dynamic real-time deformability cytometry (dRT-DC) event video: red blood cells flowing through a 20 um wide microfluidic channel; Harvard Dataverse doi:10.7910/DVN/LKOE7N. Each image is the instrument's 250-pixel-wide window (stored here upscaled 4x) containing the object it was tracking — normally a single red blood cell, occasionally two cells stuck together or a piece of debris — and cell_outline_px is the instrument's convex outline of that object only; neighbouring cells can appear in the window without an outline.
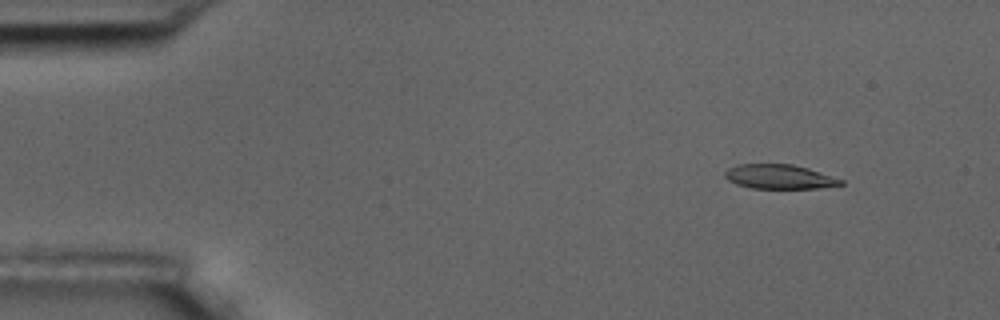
{"species": "common noctule bat (a hibernating species)", "species_latin": "Nyctalus noctula", "temperature_condition": "room temperature", "stored_images_in_passage": 5, "camera_frame_rate_fps": 3000, "um_per_image_px": 0.085, "animal": {"sex": "male", "body_mass_g": 17.5, "forearm_length_mm": 52.3}, "frame": {"image": 1, "passage_image": 2, "time_ms": 1.0, "image_size_px": [1000, 320], "cell_outline_px": [[844, 184], [820, 188], [752, 188], [736, 184], [728, 180], [724, 176], [724, 172], [728, 168], [736, 164], [792, 164], [808, 168], [844, 180]], "centroid_in_image_um": [66.23, 15.01], "position_along_channel_um": 18.8, "area_um2": 16.47}}
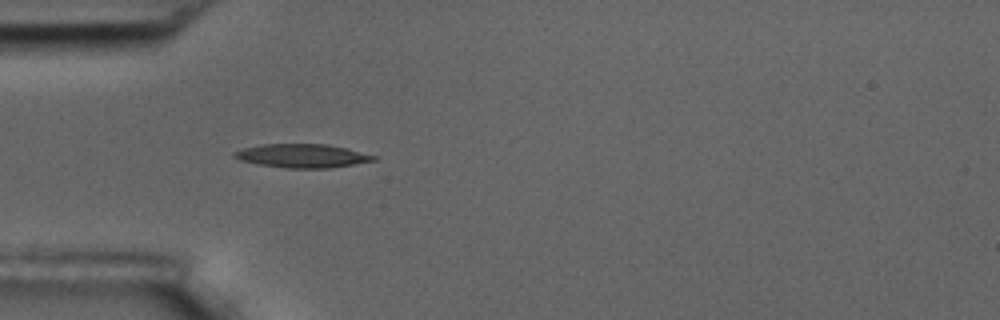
{"frame": {"image": 2, "passage_image": 5, "time_ms": 4.667, "image_size_px": [1000, 320], "cell_outline_px": [[380, 156], [376, 160], [328, 168], [288, 168], [256, 164], [240, 160], [232, 156], [232, 152], [244, 148], [264, 144], [328, 144]], "centroid_in_image_um": [25.69, 13.24], "position_along_channel_um": 59.3, "area_um2": 19.19}}